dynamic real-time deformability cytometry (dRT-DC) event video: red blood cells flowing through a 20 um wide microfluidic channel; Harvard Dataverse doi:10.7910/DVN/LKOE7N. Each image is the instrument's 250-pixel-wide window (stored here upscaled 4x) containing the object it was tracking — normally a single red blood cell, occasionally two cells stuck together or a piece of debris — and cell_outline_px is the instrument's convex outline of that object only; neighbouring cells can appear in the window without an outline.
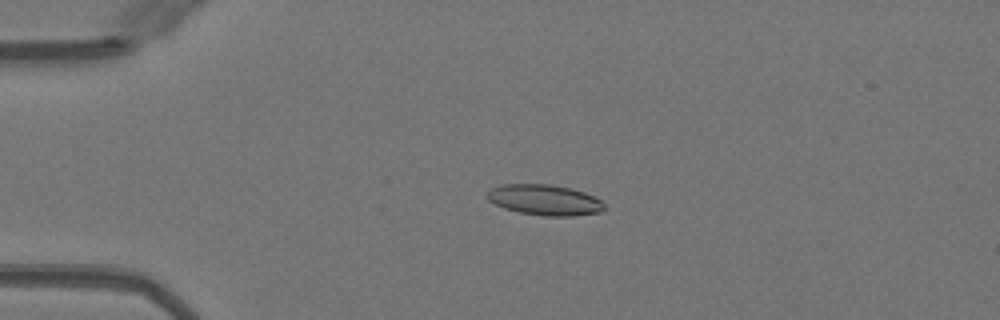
{"species": "Egyptian fruit bat (a non-hibernating species)", "species_latin": "Rousettus aegyptiacus", "temperature_condition": "warm", "stored_images_in_passage": 50, "camera_frame_rate_fps": 3000, "um_per_image_px": 0.085, "animal": {"sex": "female"}, "frame": {"image": 1, "passage_image": 12, "time_ms": 3.667, "image_size_px": [1000, 320], "cell_outline_px": [[608, 208], [604, 212], [572, 216], [544, 216], [520, 212], [504, 208], [488, 200], [488, 192], [492, 188], [504, 184], [548, 184], [568, 188], [584, 192], [604, 200]], "centroid_in_image_um": [46.4, 17.01], "position_along_channel_um": 38.6, "area_um2": 21.04}}
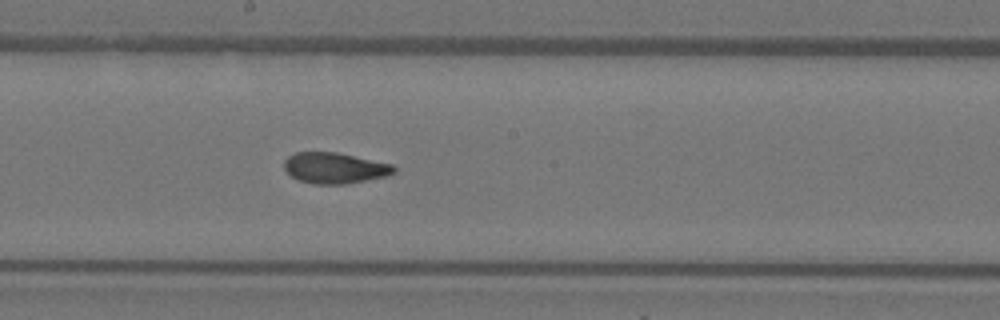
{"frame": {"image": 2, "passage_image": 28, "time_ms": 9.0, "image_size_px": [1000, 320], "cell_outline_px": [[396, 172], [384, 176], [344, 184], [312, 184], [300, 180], [292, 176], [284, 168], [284, 160], [288, 156], [296, 152], [336, 152], [392, 164], [396, 168]], "centroid_in_image_um": [28.43, 14.27], "position_along_channel_um": 219.8, "area_um2": 19.54}}
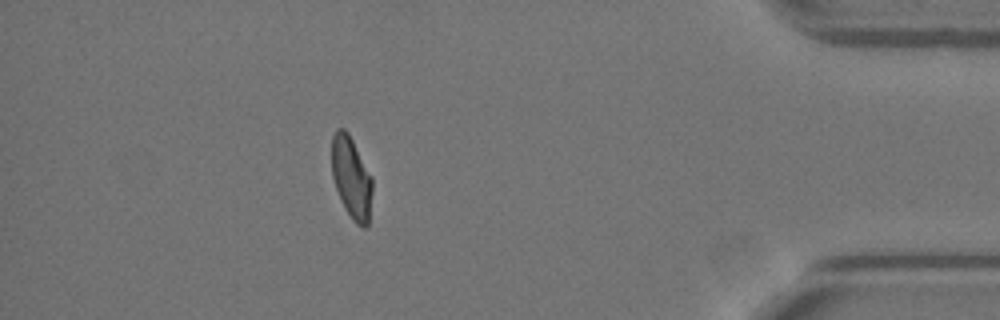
{"frame": {"image": 3, "passage_image": 45, "time_ms": 14.667, "image_size_px": [1000, 320], "cell_outline_px": [[372, 192], [368, 224], [364, 228], [356, 224], [352, 220], [344, 208], [340, 200], [332, 176], [332, 136], [336, 128], [344, 128], [348, 132], [372, 176]], "centroid_in_image_um": [29.86, 15.1], "position_along_channel_um": 405.3, "area_um2": 19.48}, "authors_computed_cell_mechanics": {"area_um2": 20.2878, "velocity_mm_per_s": 4.0541, "shape_relaxation_time_tau1_ms": 9.4392, "shape_relaxation_time_tau2_ms": 1.4493, "deformation_change_tau1": 0.2583, "deformation_change_tau2": 0.0762}}